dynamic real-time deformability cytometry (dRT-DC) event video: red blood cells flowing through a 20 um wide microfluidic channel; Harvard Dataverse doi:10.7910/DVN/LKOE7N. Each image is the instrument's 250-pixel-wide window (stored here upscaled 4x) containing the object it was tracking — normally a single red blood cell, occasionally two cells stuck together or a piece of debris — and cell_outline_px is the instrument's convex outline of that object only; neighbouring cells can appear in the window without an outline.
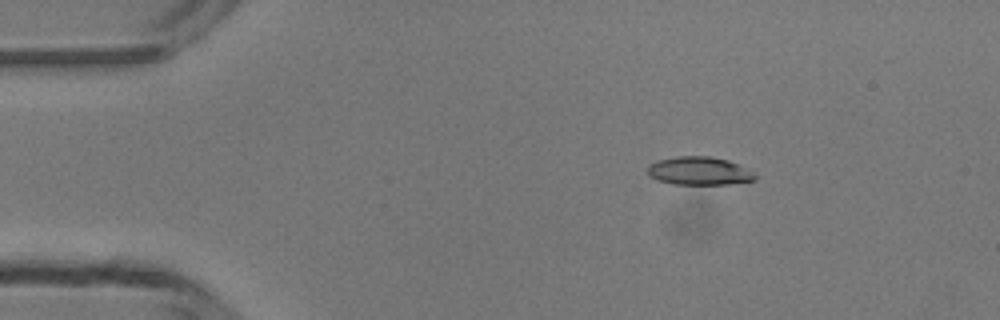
{"species": "common noctule bat (a hibernating species)", "species_latin": "Nyctalus noctula", "temperature_condition": "room temperature", "stored_images_in_passage": 7, "camera_frame_rate_fps": 3000, "um_per_image_px": 0.085, "animal": {"sex": "male", "body_mass_g": 13.3}, "frame": {"image": 1, "passage_image": 3, "time_ms": 2.333, "image_size_px": [1000, 320], "cell_outline_px": [[756, 180], [728, 184], [672, 184], [648, 176], [648, 164], [656, 160], [676, 156], [708, 156], [728, 160], [740, 164], [752, 172], [756, 176]], "centroid_in_image_um": [59.41, 14.52], "position_along_channel_um": 25.6, "area_um2": 17.74}}
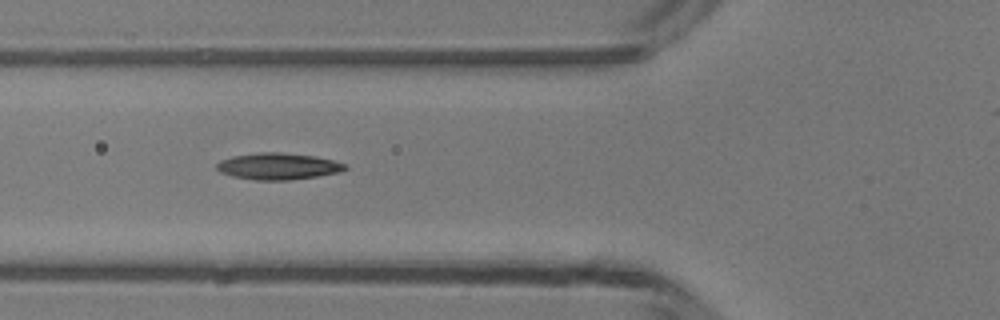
{"frame": {"image": 2, "passage_image": 6, "time_ms": 5.667, "image_size_px": [1000, 320], "cell_outline_px": [[348, 168], [340, 172], [316, 176], [288, 180], [256, 180], [232, 176], [220, 172], [216, 168], [216, 164], [220, 160], [232, 156], [256, 152], [280, 152], [316, 156], [332, 160], [344, 164]], "centroid_in_image_um": [23.6, 14.12], "position_along_channel_um": 102.2, "area_um2": 19.88}}
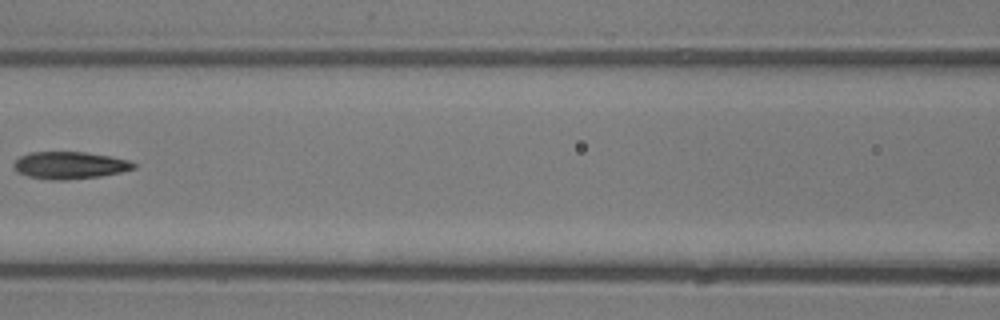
{"frame": {"image": 3, "passage_image": 7, "time_ms": 7.0, "image_size_px": [1000, 320], "cell_outline_px": [[136, 168], [120, 172], [100, 176], [64, 180], [52, 180], [28, 176], [16, 172], [12, 164], [20, 156], [28, 152], [84, 152], [108, 156], [128, 160], [136, 164]], "centroid_in_image_um": [5.89, 14.05], "position_along_channel_um": 160.7, "area_um2": 18.96}}